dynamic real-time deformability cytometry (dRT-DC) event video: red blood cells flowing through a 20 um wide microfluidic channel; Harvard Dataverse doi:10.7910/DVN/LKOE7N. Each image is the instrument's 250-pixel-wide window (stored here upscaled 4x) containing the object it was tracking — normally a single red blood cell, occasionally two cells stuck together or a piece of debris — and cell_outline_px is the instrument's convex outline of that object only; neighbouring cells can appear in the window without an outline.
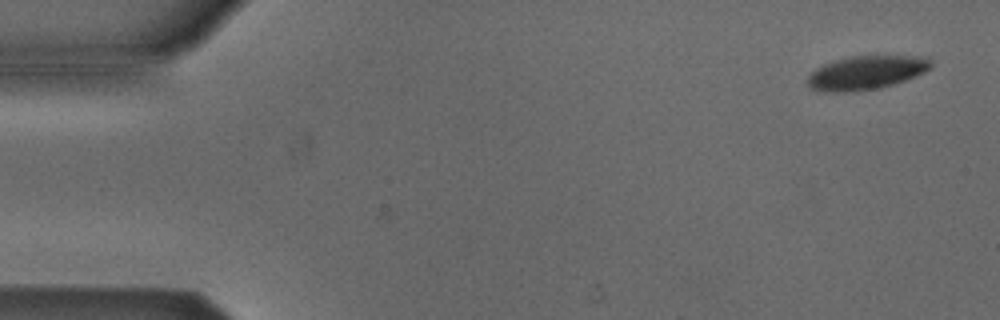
{"species": "Egyptian fruit bat (a non-hibernating species)", "species_latin": "Rousettus aegyptiacus", "temperature_condition": "cold", "stored_images_in_passage": 2, "camera_frame_rate_fps": 3000, "um_per_image_px": 0.085, "animal": {"sex": "male"}, "frame": {"image": 1, "passage_image": 2, "time_ms": 1.333, "image_size_px": [1000, 320], "cell_outline_px": [[932, 64], [924, 72], [904, 80], [880, 88], [852, 92], [824, 92], [808, 88], [808, 76], [816, 68], [824, 64], [836, 60], [852, 56], [928, 56], [932, 60]], "centroid_in_image_um": [73.61, 6.18], "position_along_channel_um": 11.4, "area_um2": 24.22}}